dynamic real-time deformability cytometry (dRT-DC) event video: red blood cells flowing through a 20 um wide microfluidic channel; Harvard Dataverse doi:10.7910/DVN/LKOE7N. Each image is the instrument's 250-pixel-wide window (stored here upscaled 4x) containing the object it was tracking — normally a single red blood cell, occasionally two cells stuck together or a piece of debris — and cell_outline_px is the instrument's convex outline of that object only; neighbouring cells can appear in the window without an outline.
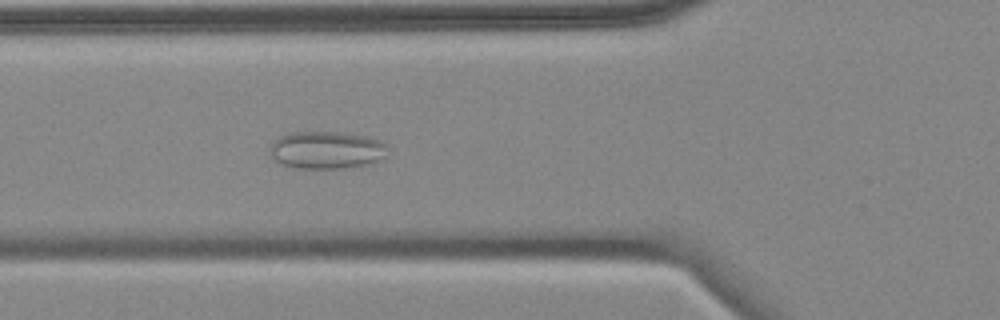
{"species": "common noctule bat (a hibernating species)", "species_latin": "Nyctalus noctula", "temperature_condition": "cold", "stored_images_in_passage": 5, "camera_frame_rate_fps": 3000, "um_per_image_px": 0.085, "animal": {"sex": "female", "body_mass_g": 18.4}, "frame": {"image": 1, "passage_image": 5, "time_ms": 4.667, "image_size_px": [1000, 320], "cell_outline_px": [[388, 156], [380, 160], [364, 164], [344, 168], [300, 168], [284, 164], [276, 160], [268, 152], [272, 144], [280, 136], [292, 132], [340, 132], [364, 136], [380, 140], [388, 148]], "centroid_in_image_um": [27.79, 12.74], "position_along_channel_um": 98.0, "area_um2": 25.55}}